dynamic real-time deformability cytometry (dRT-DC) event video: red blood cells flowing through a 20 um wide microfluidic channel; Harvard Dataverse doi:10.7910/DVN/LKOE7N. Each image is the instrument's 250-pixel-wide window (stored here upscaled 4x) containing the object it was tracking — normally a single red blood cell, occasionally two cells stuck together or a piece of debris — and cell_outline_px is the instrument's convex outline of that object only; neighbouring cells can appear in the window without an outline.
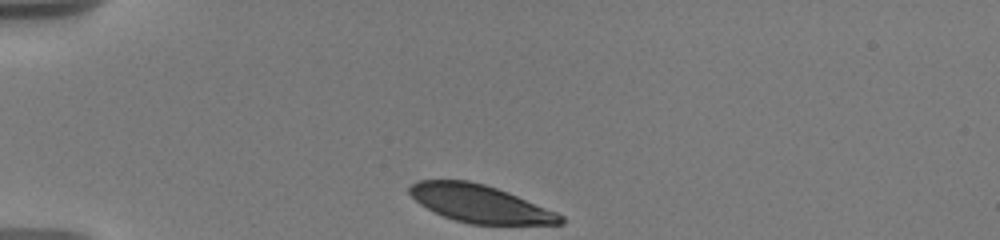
{"species": "human", "species_latin": "Homo sapiens", "temperature_condition": "warm", "stored_images_in_passage": 31, "camera_frame_rate_fps": 3000, "um_per_image_px": 0.085, "donor": {"sex": "male"}, "frame": {"image": 1, "passage_image": 1, "time_ms": 0.0, "image_size_px": [1000, 240], "cell_outline_px": [[564, 224], [472, 224], [456, 220], [444, 216], [420, 204], [408, 192], [408, 188], [416, 180], [468, 180], [484, 184], [508, 192], [556, 212], [564, 216]], "centroid_in_image_um": [40.79, 17.3], "position_along_channel_um": 44.2, "area_um2": 32.71}}
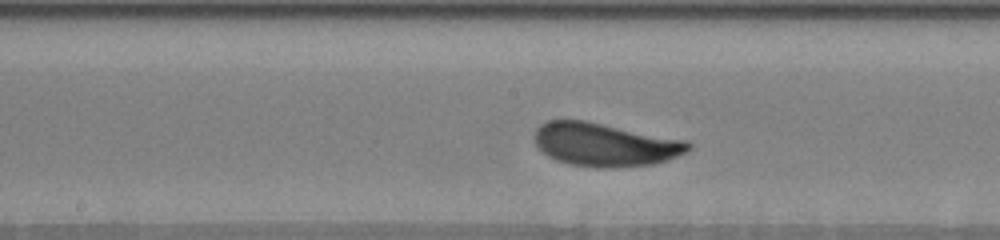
{"frame": {"image": 2, "passage_image": 14, "time_ms": 5.333, "image_size_px": [1000, 240], "cell_outline_px": [[692, 148], [668, 160], [652, 164], [608, 168], [596, 168], [572, 164], [556, 160], [548, 156], [536, 148], [532, 136], [536, 128], [540, 124], [548, 120], [584, 120], [688, 140], [692, 144]], "centroid_in_image_um": [51.38, 12.28], "position_along_channel_um": 196.8, "area_um2": 39.19}}
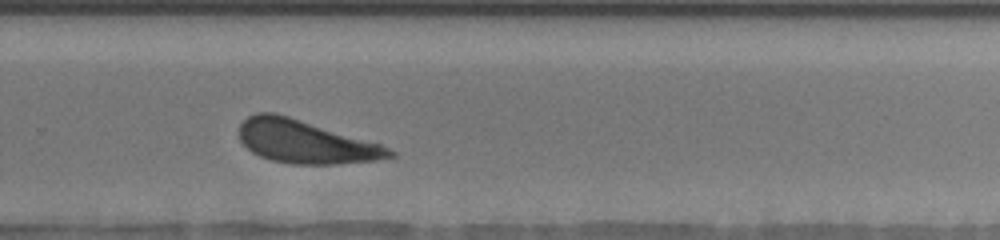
{"frame": {"image": 3, "passage_image": 23, "time_ms": 8.333, "image_size_px": [1000, 240], "cell_outline_px": [[396, 156], [376, 160], [336, 164], [292, 164], [272, 160], [260, 156], [252, 152], [240, 140], [240, 124], [248, 116], [256, 112], [276, 112], [380, 144], [396, 152]], "centroid_in_image_um": [25.95, 12.05], "position_along_channel_um": 303.9, "area_um2": 37.45}, "authors_computed_cell_mechanics": {"area_um2": 37.859, "velocity_mm_per_s": 3.577, "shape_relaxation_time_tau1_ms": 2.0814, "shape_relaxation_time_tau2_ms": null, "deformation_change_tau1": 0.1064, "deformation_change_tau2": null}}